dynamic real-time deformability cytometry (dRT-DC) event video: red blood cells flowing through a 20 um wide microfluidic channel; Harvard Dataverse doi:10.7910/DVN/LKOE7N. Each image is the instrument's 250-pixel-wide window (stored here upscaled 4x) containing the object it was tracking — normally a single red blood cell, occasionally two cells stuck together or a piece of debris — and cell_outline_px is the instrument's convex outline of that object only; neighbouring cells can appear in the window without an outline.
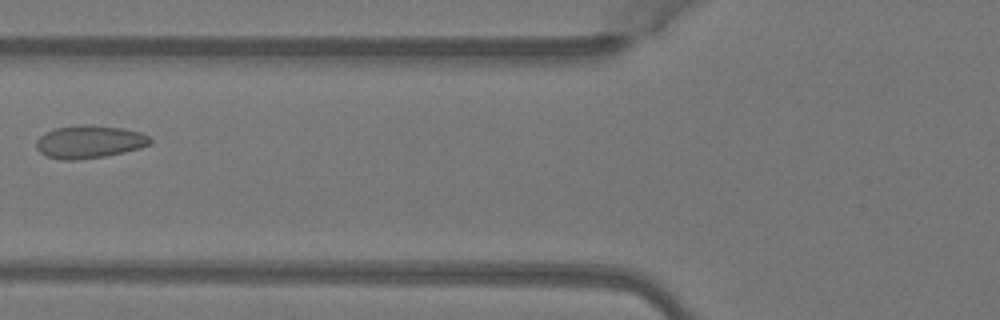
{"species": "Egyptian fruit bat (a non-hibernating species)", "species_latin": "Rousettus aegyptiacus", "temperature_condition": "warm", "stored_images_in_passage": 7, "camera_frame_rate_fps": 3000, "um_per_image_px": 0.085, "animal": {"sex": "female"}, "frame": {"image": 1, "passage_image": 6, "time_ms": 1.667, "image_size_px": [1000, 320], "cell_outline_px": [[152, 140], [148, 144], [140, 148], [104, 156], [80, 160], [64, 160], [44, 156], [36, 148], [36, 140], [40, 136], [56, 128], [76, 124], [92, 124], [120, 128], [140, 132], [148, 136]], "centroid_in_image_um": [7.55, 12.05], "position_along_channel_um": 118.2, "area_um2": 21.79}}
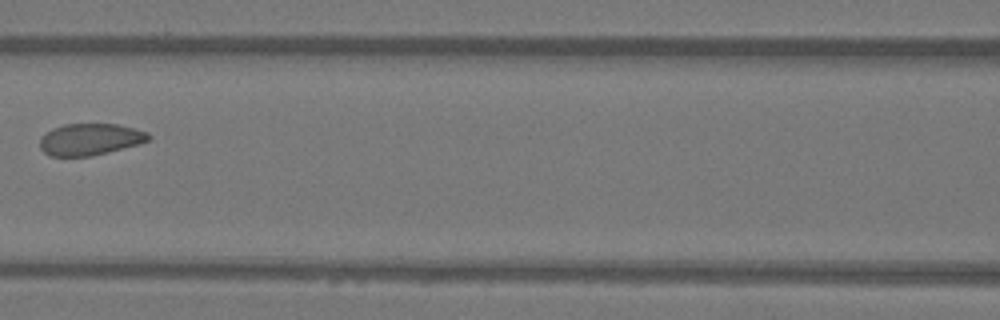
{"frame": {"image": 2, "passage_image": 7, "time_ms": 2.0, "image_size_px": [1000, 320], "cell_outline_px": [[152, 136], [148, 140], [140, 144], [108, 152], [88, 156], [48, 156], [40, 148], [40, 136], [52, 128], [64, 124], [116, 124], [148, 132]], "centroid_in_image_um": [7.63, 11.84], "position_along_channel_um": 159.0, "area_um2": 20.11}}